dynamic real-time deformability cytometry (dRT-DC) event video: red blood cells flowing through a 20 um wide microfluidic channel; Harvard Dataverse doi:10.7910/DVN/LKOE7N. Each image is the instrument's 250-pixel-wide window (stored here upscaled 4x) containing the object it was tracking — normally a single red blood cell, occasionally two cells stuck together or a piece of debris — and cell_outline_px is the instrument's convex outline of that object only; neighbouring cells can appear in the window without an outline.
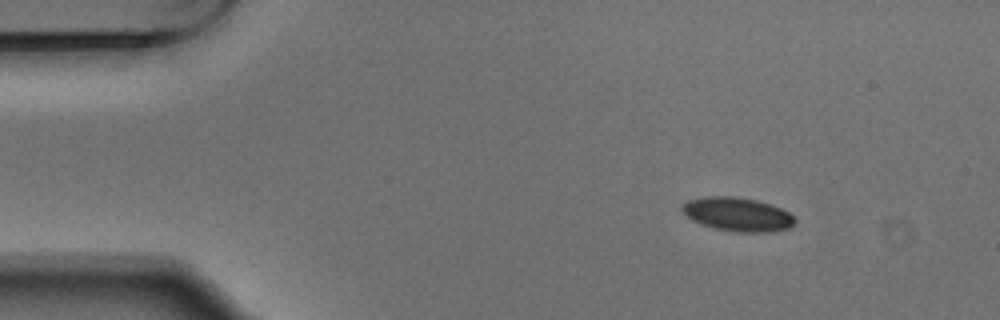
{"species": "Egyptian fruit bat (a non-hibernating species)", "species_latin": "Rousettus aegyptiacus", "temperature_condition": "warm", "stored_images_in_passage": 4, "camera_frame_rate_fps": 3000, "um_per_image_px": 0.085, "animal": {"sex": "male"}, "frame": {"image": 1, "passage_image": 2, "time_ms": 0.333, "image_size_px": [1000, 320], "cell_outline_px": [[796, 220], [788, 228], [768, 232], [736, 232], [716, 228], [700, 224], [692, 220], [680, 212], [680, 204], [688, 200], [704, 196], [736, 196], [756, 200], [780, 208], [788, 212]], "centroid_in_image_um": [62.6, 18.2], "position_along_channel_um": 22.4, "area_um2": 22.25}}